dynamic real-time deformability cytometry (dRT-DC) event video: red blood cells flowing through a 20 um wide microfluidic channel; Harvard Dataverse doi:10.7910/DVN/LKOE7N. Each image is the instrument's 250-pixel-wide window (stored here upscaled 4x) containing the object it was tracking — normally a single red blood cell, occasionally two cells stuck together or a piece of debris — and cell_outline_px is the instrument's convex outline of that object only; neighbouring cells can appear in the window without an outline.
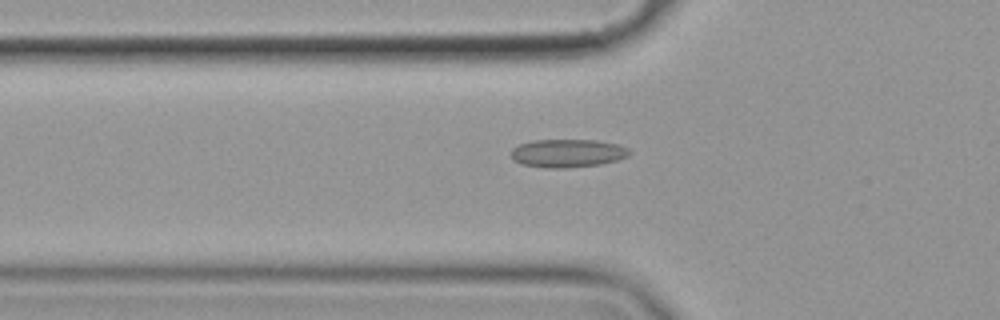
{"species": "common noctule bat (a hibernating species)", "species_latin": "Nyctalus noctula", "temperature_condition": "cold", "stored_images_in_passage": 24, "camera_frame_rate_fps": 3000, "um_per_image_px": 0.085, "animal": {"sex": "female", "body_mass_g": 19.9}, "frame": {"image": 1, "passage_image": 10, "time_ms": 3.0, "image_size_px": [1000, 320], "cell_outline_px": [[632, 152], [628, 156], [616, 160], [600, 164], [568, 168], [548, 168], [520, 164], [512, 160], [512, 148], [520, 144], [536, 140], [596, 140], [620, 144], [628, 148]], "centroid_in_image_um": [48.26, 13.02], "position_along_channel_um": 77.5, "area_um2": 19.54}}
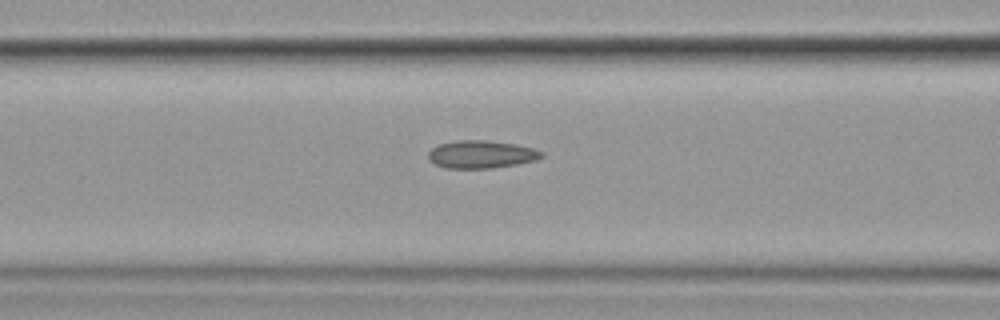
{"frame": {"image": 2, "passage_image": 14, "time_ms": 4.333, "image_size_px": [1000, 320], "cell_outline_px": [[544, 156], [536, 160], [516, 164], [492, 168], [444, 168], [428, 160], [428, 152], [432, 148], [440, 144], [456, 140], [484, 140], [516, 144], [532, 148], [544, 152]], "centroid_in_image_um": [40.9, 13.12], "position_along_channel_um": 125.7, "area_um2": 18.32}}